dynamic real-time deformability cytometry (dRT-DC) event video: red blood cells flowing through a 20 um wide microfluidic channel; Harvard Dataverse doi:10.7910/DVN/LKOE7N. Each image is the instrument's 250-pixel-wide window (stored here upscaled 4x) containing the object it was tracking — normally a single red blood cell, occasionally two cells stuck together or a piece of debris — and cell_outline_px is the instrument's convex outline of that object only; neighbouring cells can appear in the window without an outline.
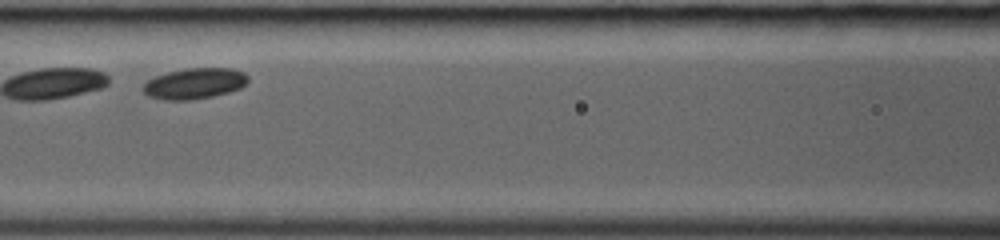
{"species": "common noctule bat (a hibernating species)", "species_latin": "Nyctalus noctula", "temperature_condition": "room temperature", "stored_images_in_passage": 24, "camera_frame_rate_fps": 3000, "um_per_image_px": 0.085, "animal": {"sex": "female", "body_mass_g": 19.0, "forearm_length_mm": 53.3}, "frame": {"image": 1, "passage_image": 8, "time_ms": 2.333, "image_size_px": [1000, 240], "cell_outline_px": [[248, 80], [240, 88], [228, 92], [212, 96], [188, 100], [164, 100], [148, 96], [140, 88], [148, 80], [156, 76], [168, 72], [188, 68], [232, 68], [244, 72], [248, 76]], "centroid_in_image_um": [16.52, 7.09], "position_along_channel_um": 150.1, "area_um2": 18.79}}